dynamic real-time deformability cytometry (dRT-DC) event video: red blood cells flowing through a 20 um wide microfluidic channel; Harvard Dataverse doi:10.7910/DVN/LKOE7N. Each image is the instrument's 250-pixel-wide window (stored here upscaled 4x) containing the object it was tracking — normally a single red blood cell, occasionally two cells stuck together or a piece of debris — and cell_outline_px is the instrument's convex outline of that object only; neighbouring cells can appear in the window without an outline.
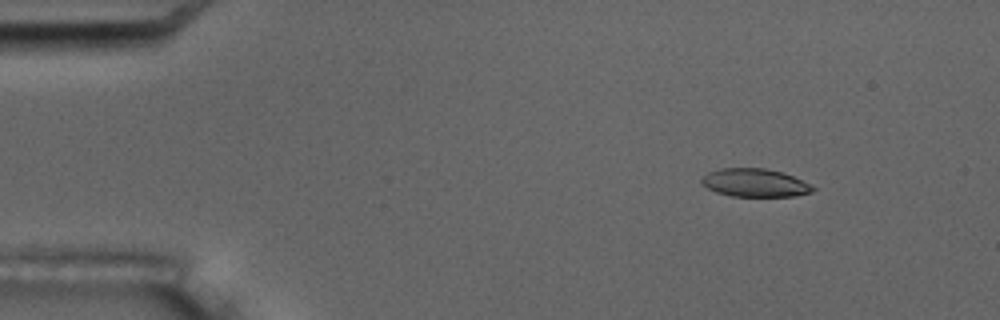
{"species": "common noctule bat (a hibernating species)", "species_latin": "Nyctalus noctula", "temperature_condition": "room temperature", "stored_images_in_passage": 6, "camera_frame_rate_fps": 3000, "um_per_image_px": 0.085, "animal": {"sex": "male", "body_mass_g": 17.5, "forearm_length_mm": 52.3}, "frame": {"image": 1, "passage_image": 3, "time_ms": 2.333, "image_size_px": [1000, 320], "cell_outline_px": [[816, 188], [812, 192], [796, 196], [732, 196], [716, 192], [708, 188], [700, 180], [708, 172], [720, 168], [764, 168], [780, 172], [792, 176]], "centroid_in_image_um": [64.15, 15.54], "position_along_channel_um": 20.9, "area_um2": 17.98}}